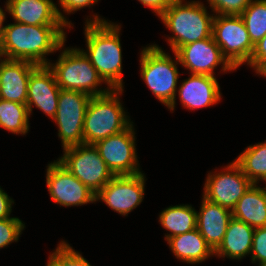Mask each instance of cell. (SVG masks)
<instances>
[{
	"label": "cell",
	"instance_id": "obj_15",
	"mask_svg": "<svg viewBox=\"0 0 266 266\" xmlns=\"http://www.w3.org/2000/svg\"><path fill=\"white\" fill-rule=\"evenodd\" d=\"M5 10L15 22L31 26H67L71 29V21L52 0H6Z\"/></svg>",
	"mask_w": 266,
	"mask_h": 266
},
{
	"label": "cell",
	"instance_id": "obj_10",
	"mask_svg": "<svg viewBox=\"0 0 266 266\" xmlns=\"http://www.w3.org/2000/svg\"><path fill=\"white\" fill-rule=\"evenodd\" d=\"M135 137L132 123L121 133L109 136L94 144L114 176L142 173L137 159Z\"/></svg>",
	"mask_w": 266,
	"mask_h": 266
},
{
	"label": "cell",
	"instance_id": "obj_14",
	"mask_svg": "<svg viewBox=\"0 0 266 266\" xmlns=\"http://www.w3.org/2000/svg\"><path fill=\"white\" fill-rule=\"evenodd\" d=\"M175 53L181 66L190 74L214 76L218 65L224 73L236 70L222 55L212 36L181 46Z\"/></svg>",
	"mask_w": 266,
	"mask_h": 266
},
{
	"label": "cell",
	"instance_id": "obj_16",
	"mask_svg": "<svg viewBox=\"0 0 266 266\" xmlns=\"http://www.w3.org/2000/svg\"><path fill=\"white\" fill-rule=\"evenodd\" d=\"M60 89L48 65H38L28 80L26 105L30 115L35 106L53 120L57 112Z\"/></svg>",
	"mask_w": 266,
	"mask_h": 266
},
{
	"label": "cell",
	"instance_id": "obj_3",
	"mask_svg": "<svg viewBox=\"0 0 266 266\" xmlns=\"http://www.w3.org/2000/svg\"><path fill=\"white\" fill-rule=\"evenodd\" d=\"M175 0L159 18L172 32L167 42L172 52L181 46L212 36L214 13L210 14L203 2ZM184 3V4H183Z\"/></svg>",
	"mask_w": 266,
	"mask_h": 266
},
{
	"label": "cell",
	"instance_id": "obj_4",
	"mask_svg": "<svg viewBox=\"0 0 266 266\" xmlns=\"http://www.w3.org/2000/svg\"><path fill=\"white\" fill-rule=\"evenodd\" d=\"M123 90L111 89L106 94L91 97L84 118V144L94 145L121 133L133 123L120 102Z\"/></svg>",
	"mask_w": 266,
	"mask_h": 266
},
{
	"label": "cell",
	"instance_id": "obj_19",
	"mask_svg": "<svg viewBox=\"0 0 266 266\" xmlns=\"http://www.w3.org/2000/svg\"><path fill=\"white\" fill-rule=\"evenodd\" d=\"M201 201L199 212L197 211V229L215 251L222 243L233 216L231 210L219 204L212 203L204 197Z\"/></svg>",
	"mask_w": 266,
	"mask_h": 266
},
{
	"label": "cell",
	"instance_id": "obj_9",
	"mask_svg": "<svg viewBox=\"0 0 266 266\" xmlns=\"http://www.w3.org/2000/svg\"><path fill=\"white\" fill-rule=\"evenodd\" d=\"M91 96L85 92L60 89L57 112L53 119L63 149L84 144L83 126Z\"/></svg>",
	"mask_w": 266,
	"mask_h": 266
},
{
	"label": "cell",
	"instance_id": "obj_30",
	"mask_svg": "<svg viewBox=\"0 0 266 266\" xmlns=\"http://www.w3.org/2000/svg\"><path fill=\"white\" fill-rule=\"evenodd\" d=\"M251 262L258 266L266 264V227L255 228L251 248Z\"/></svg>",
	"mask_w": 266,
	"mask_h": 266
},
{
	"label": "cell",
	"instance_id": "obj_6",
	"mask_svg": "<svg viewBox=\"0 0 266 266\" xmlns=\"http://www.w3.org/2000/svg\"><path fill=\"white\" fill-rule=\"evenodd\" d=\"M61 89L76 90L98 96L108 93L111 88H99L105 83L90 60L79 48H65L56 63H48ZM99 88V89H98Z\"/></svg>",
	"mask_w": 266,
	"mask_h": 266
},
{
	"label": "cell",
	"instance_id": "obj_35",
	"mask_svg": "<svg viewBox=\"0 0 266 266\" xmlns=\"http://www.w3.org/2000/svg\"><path fill=\"white\" fill-rule=\"evenodd\" d=\"M5 10H3L1 7H0V43L3 39V35H4V31H5V26H3V23L5 22V19H6V12H4Z\"/></svg>",
	"mask_w": 266,
	"mask_h": 266
},
{
	"label": "cell",
	"instance_id": "obj_12",
	"mask_svg": "<svg viewBox=\"0 0 266 266\" xmlns=\"http://www.w3.org/2000/svg\"><path fill=\"white\" fill-rule=\"evenodd\" d=\"M46 185L50 198L60 206L95 203L96 194L72 175L58 160L47 166Z\"/></svg>",
	"mask_w": 266,
	"mask_h": 266
},
{
	"label": "cell",
	"instance_id": "obj_23",
	"mask_svg": "<svg viewBox=\"0 0 266 266\" xmlns=\"http://www.w3.org/2000/svg\"><path fill=\"white\" fill-rule=\"evenodd\" d=\"M159 222L165 230L169 231L165 234V241H167L171 237L196 229L197 211L189 204L169 206L159 214Z\"/></svg>",
	"mask_w": 266,
	"mask_h": 266
},
{
	"label": "cell",
	"instance_id": "obj_34",
	"mask_svg": "<svg viewBox=\"0 0 266 266\" xmlns=\"http://www.w3.org/2000/svg\"><path fill=\"white\" fill-rule=\"evenodd\" d=\"M159 17L175 0H138Z\"/></svg>",
	"mask_w": 266,
	"mask_h": 266
},
{
	"label": "cell",
	"instance_id": "obj_22",
	"mask_svg": "<svg viewBox=\"0 0 266 266\" xmlns=\"http://www.w3.org/2000/svg\"><path fill=\"white\" fill-rule=\"evenodd\" d=\"M167 244L174 256L189 264L201 263L214 256V251L196 228L190 232L171 237Z\"/></svg>",
	"mask_w": 266,
	"mask_h": 266
},
{
	"label": "cell",
	"instance_id": "obj_2",
	"mask_svg": "<svg viewBox=\"0 0 266 266\" xmlns=\"http://www.w3.org/2000/svg\"><path fill=\"white\" fill-rule=\"evenodd\" d=\"M85 22L87 50L80 49L111 89H123L121 25L93 15Z\"/></svg>",
	"mask_w": 266,
	"mask_h": 266
},
{
	"label": "cell",
	"instance_id": "obj_13",
	"mask_svg": "<svg viewBox=\"0 0 266 266\" xmlns=\"http://www.w3.org/2000/svg\"><path fill=\"white\" fill-rule=\"evenodd\" d=\"M145 180L144 173L114 176L96 194L95 200H102L113 211L127 216L143 201Z\"/></svg>",
	"mask_w": 266,
	"mask_h": 266
},
{
	"label": "cell",
	"instance_id": "obj_7",
	"mask_svg": "<svg viewBox=\"0 0 266 266\" xmlns=\"http://www.w3.org/2000/svg\"><path fill=\"white\" fill-rule=\"evenodd\" d=\"M63 152L57 160L95 194L114 177L94 145L67 147Z\"/></svg>",
	"mask_w": 266,
	"mask_h": 266
},
{
	"label": "cell",
	"instance_id": "obj_26",
	"mask_svg": "<svg viewBox=\"0 0 266 266\" xmlns=\"http://www.w3.org/2000/svg\"><path fill=\"white\" fill-rule=\"evenodd\" d=\"M253 45L266 35V0H252L240 14Z\"/></svg>",
	"mask_w": 266,
	"mask_h": 266
},
{
	"label": "cell",
	"instance_id": "obj_8",
	"mask_svg": "<svg viewBox=\"0 0 266 266\" xmlns=\"http://www.w3.org/2000/svg\"><path fill=\"white\" fill-rule=\"evenodd\" d=\"M212 37L235 69L249 62L254 45L240 15H214Z\"/></svg>",
	"mask_w": 266,
	"mask_h": 266
},
{
	"label": "cell",
	"instance_id": "obj_11",
	"mask_svg": "<svg viewBox=\"0 0 266 266\" xmlns=\"http://www.w3.org/2000/svg\"><path fill=\"white\" fill-rule=\"evenodd\" d=\"M217 172L207 174L202 197L232 211L253 183L234 160Z\"/></svg>",
	"mask_w": 266,
	"mask_h": 266
},
{
	"label": "cell",
	"instance_id": "obj_24",
	"mask_svg": "<svg viewBox=\"0 0 266 266\" xmlns=\"http://www.w3.org/2000/svg\"><path fill=\"white\" fill-rule=\"evenodd\" d=\"M234 161L253 184L266 182V141L249 145Z\"/></svg>",
	"mask_w": 266,
	"mask_h": 266
},
{
	"label": "cell",
	"instance_id": "obj_28",
	"mask_svg": "<svg viewBox=\"0 0 266 266\" xmlns=\"http://www.w3.org/2000/svg\"><path fill=\"white\" fill-rule=\"evenodd\" d=\"M25 224L17 217L0 219V249L18 242Z\"/></svg>",
	"mask_w": 266,
	"mask_h": 266
},
{
	"label": "cell",
	"instance_id": "obj_25",
	"mask_svg": "<svg viewBox=\"0 0 266 266\" xmlns=\"http://www.w3.org/2000/svg\"><path fill=\"white\" fill-rule=\"evenodd\" d=\"M30 113L26 104L0 99V127L12 134L25 135L29 131Z\"/></svg>",
	"mask_w": 266,
	"mask_h": 266
},
{
	"label": "cell",
	"instance_id": "obj_36",
	"mask_svg": "<svg viewBox=\"0 0 266 266\" xmlns=\"http://www.w3.org/2000/svg\"><path fill=\"white\" fill-rule=\"evenodd\" d=\"M258 75L266 77V66L258 73Z\"/></svg>",
	"mask_w": 266,
	"mask_h": 266
},
{
	"label": "cell",
	"instance_id": "obj_31",
	"mask_svg": "<svg viewBox=\"0 0 266 266\" xmlns=\"http://www.w3.org/2000/svg\"><path fill=\"white\" fill-rule=\"evenodd\" d=\"M247 65L253 68L257 74L266 66V35L254 45L252 56Z\"/></svg>",
	"mask_w": 266,
	"mask_h": 266
},
{
	"label": "cell",
	"instance_id": "obj_17",
	"mask_svg": "<svg viewBox=\"0 0 266 266\" xmlns=\"http://www.w3.org/2000/svg\"><path fill=\"white\" fill-rule=\"evenodd\" d=\"M37 66L26 60L0 59V99L26 104L29 76Z\"/></svg>",
	"mask_w": 266,
	"mask_h": 266
},
{
	"label": "cell",
	"instance_id": "obj_5",
	"mask_svg": "<svg viewBox=\"0 0 266 266\" xmlns=\"http://www.w3.org/2000/svg\"><path fill=\"white\" fill-rule=\"evenodd\" d=\"M172 60L168 53L161 47L151 44L144 47L140 53V74L143 81L153 95L164 104L170 111H174L178 87L180 64L177 54Z\"/></svg>",
	"mask_w": 266,
	"mask_h": 266
},
{
	"label": "cell",
	"instance_id": "obj_32",
	"mask_svg": "<svg viewBox=\"0 0 266 266\" xmlns=\"http://www.w3.org/2000/svg\"><path fill=\"white\" fill-rule=\"evenodd\" d=\"M98 1L99 0H59L58 2L63 12L70 14L85 7H91Z\"/></svg>",
	"mask_w": 266,
	"mask_h": 266
},
{
	"label": "cell",
	"instance_id": "obj_21",
	"mask_svg": "<svg viewBox=\"0 0 266 266\" xmlns=\"http://www.w3.org/2000/svg\"><path fill=\"white\" fill-rule=\"evenodd\" d=\"M233 218L255 228L266 227V187L253 184L231 211Z\"/></svg>",
	"mask_w": 266,
	"mask_h": 266
},
{
	"label": "cell",
	"instance_id": "obj_29",
	"mask_svg": "<svg viewBox=\"0 0 266 266\" xmlns=\"http://www.w3.org/2000/svg\"><path fill=\"white\" fill-rule=\"evenodd\" d=\"M216 15H240L252 0H207Z\"/></svg>",
	"mask_w": 266,
	"mask_h": 266
},
{
	"label": "cell",
	"instance_id": "obj_20",
	"mask_svg": "<svg viewBox=\"0 0 266 266\" xmlns=\"http://www.w3.org/2000/svg\"><path fill=\"white\" fill-rule=\"evenodd\" d=\"M255 229L232 217L222 243L214 251V256L241 260L250 255Z\"/></svg>",
	"mask_w": 266,
	"mask_h": 266
},
{
	"label": "cell",
	"instance_id": "obj_1",
	"mask_svg": "<svg viewBox=\"0 0 266 266\" xmlns=\"http://www.w3.org/2000/svg\"><path fill=\"white\" fill-rule=\"evenodd\" d=\"M66 27L31 26L18 22L7 24L0 43L1 57L26 60L36 65H48L50 60L45 56L65 46Z\"/></svg>",
	"mask_w": 266,
	"mask_h": 266
},
{
	"label": "cell",
	"instance_id": "obj_33",
	"mask_svg": "<svg viewBox=\"0 0 266 266\" xmlns=\"http://www.w3.org/2000/svg\"><path fill=\"white\" fill-rule=\"evenodd\" d=\"M14 200L0 187V219L10 218Z\"/></svg>",
	"mask_w": 266,
	"mask_h": 266
},
{
	"label": "cell",
	"instance_id": "obj_27",
	"mask_svg": "<svg viewBox=\"0 0 266 266\" xmlns=\"http://www.w3.org/2000/svg\"><path fill=\"white\" fill-rule=\"evenodd\" d=\"M48 259L46 266H92L80 252L75 251L64 240L57 245Z\"/></svg>",
	"mask_w": 266,
	"mask_h": 266
},
{
	"label": "cell",
	"instance_id": "obj_18",
	"mask_svg": "<svg viewBox=\"0 0 266 266\" xmlns=\"http://www.w3.org/2000/svg\"><path fill=\"white\" fill-rule=\"evenodd\" d=\"M181 82L176 92L182 106L189 110L213 106L222 98L216 76L191 74Z\"/></svg>",
	"mask_w": 266,
	"mask_h": 266
}]
</instances>
